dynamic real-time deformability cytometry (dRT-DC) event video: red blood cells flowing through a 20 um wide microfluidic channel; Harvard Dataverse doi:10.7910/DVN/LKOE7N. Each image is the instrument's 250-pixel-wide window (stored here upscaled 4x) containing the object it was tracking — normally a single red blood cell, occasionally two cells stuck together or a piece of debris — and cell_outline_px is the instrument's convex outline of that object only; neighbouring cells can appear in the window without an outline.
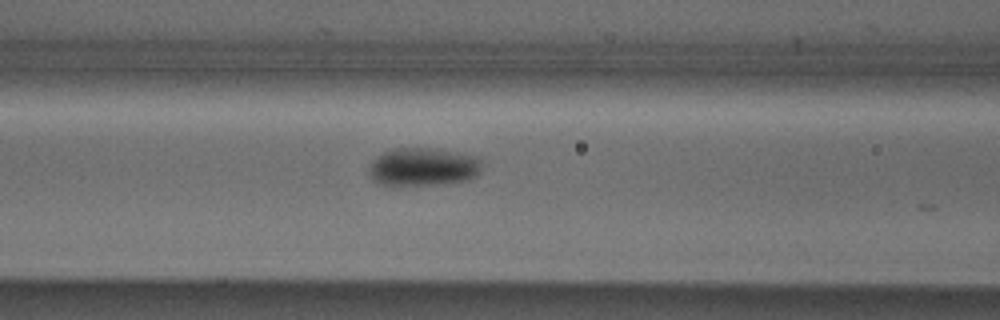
{"species": "Egyptian fruit bat (a non-hibernating species)", "species_latin": "Rousettus aegyptiacus", "temperature_condition": "cold", "stored_images_in_passage": 25, "camera_frame_rate_fps": 3000, "um_per_image_px": 0.085, "animal": {"sex": "male"}, "frame": {"image": 1, "passage_image": 3, "time_ms": 0.667, "image_size_px": [1000, 320], "cell_outline_px": [[480, 172], [476, 176], [468, 180], [440, 184], [384, 184], [372, 180], [368, 172], [368, 164], [376, 156], [384, 152], [396, 148], [432, 148], [456, 152], [476, 156], [480, 160]], "centroid_in_image_um": [35.94, 14.17], "position_along_channel_um": 130.7, "area_um2": 24.97}}
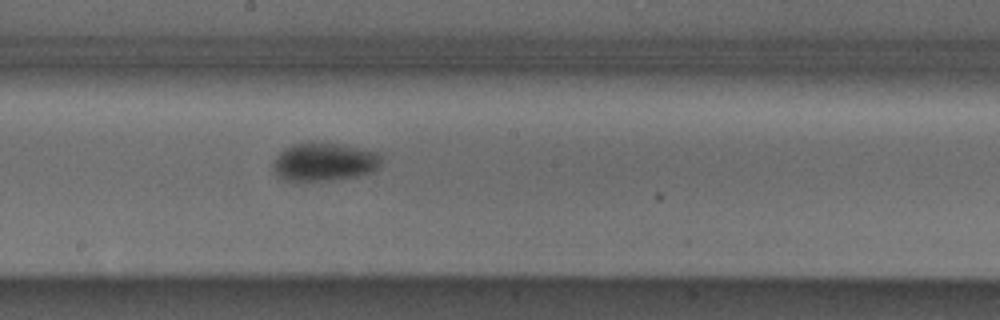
{"frame": {"image": 2, "passage_image": 10, "time_ms": 3.0, "image_size_px": [1000, 320], "cell_outline_px": [[380, 164], [372, 172], [356, 176], [328, 180], [288, 180], [276, 176], [272, 164], [276, 156], [284, 148], [292, 144], [340, 144], [380, 152]], "centroid_in_image_um": [27.55, 13.77], "position_along_channel_um": 220.6, "area_um2": 23.64}}
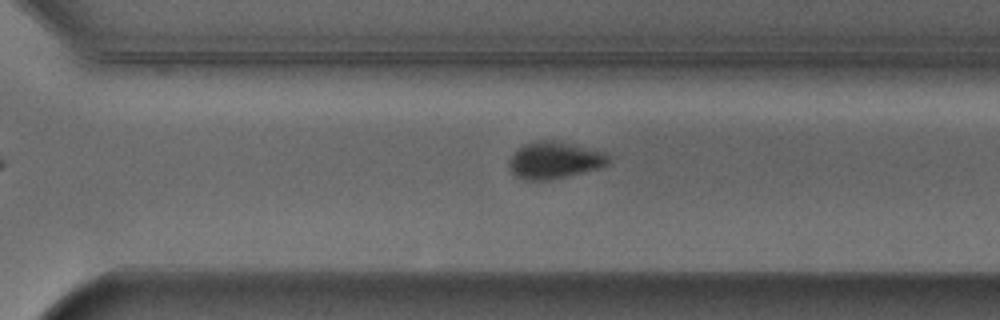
{"frame": {"image": 3, "passage_image": 18, "time_ms": 5.667, "image_size_px": [1000, 320], "cell_outline_px": [[612, 160], [608, 164], [596, 168], [548, 180], [524, 180], [516, 176], [508, 168], [508, 160], [524, 144], [536, 140], [552, 140], [572, 144], [604, 152]], "centroid_in_image_um": [47.09, 13.61], "position_along_channel_um": 323.5, "area_um2": 21.04}}